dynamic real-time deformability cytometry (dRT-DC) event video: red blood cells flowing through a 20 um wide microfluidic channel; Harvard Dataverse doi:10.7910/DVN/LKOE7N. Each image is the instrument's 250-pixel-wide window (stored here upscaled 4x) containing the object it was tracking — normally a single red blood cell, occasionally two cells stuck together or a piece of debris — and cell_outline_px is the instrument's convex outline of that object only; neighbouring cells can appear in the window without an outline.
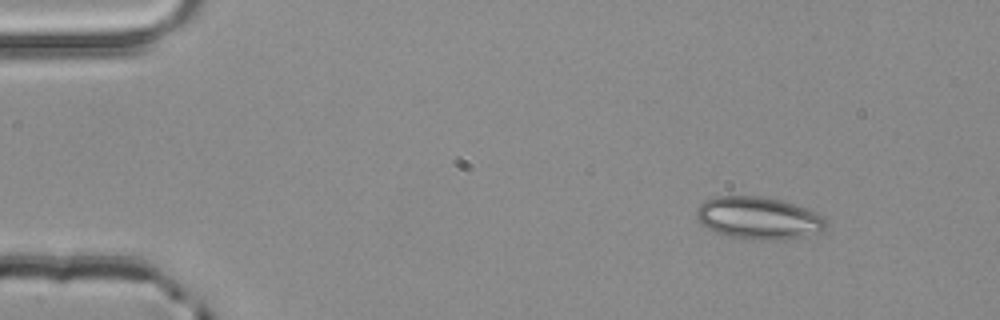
{"species": "common noctule bat (a hibernating species)", "species_latin": "Nyctalus noctula", "temperature_condition": "room temperature", "stored_images_in_passage": 2, "camera_frame_rate_fps": 3000, "um_per_image_px": 0.085, "animal": {"sex": "male", "body_mass_g": 20.4}, "frame": {"image": 1, "passage_image": 1, "time_ms": 0.0, "image_size_px": [1000, 320], "cell_outline_px": [[828, 220], [824, 232], [784, 240], [756, 240], [728, 236], [716, 232], [708, 228], [696, 216], [696, 212], [700, 204], [704, 200], [716, 196], [760, 196], [780, 200], [804, 208], [824, 216]], "centroid_in_image_um": [64.52, 18.55], "position_along_channel_um": 20.5, "area_um2": 32.02}}